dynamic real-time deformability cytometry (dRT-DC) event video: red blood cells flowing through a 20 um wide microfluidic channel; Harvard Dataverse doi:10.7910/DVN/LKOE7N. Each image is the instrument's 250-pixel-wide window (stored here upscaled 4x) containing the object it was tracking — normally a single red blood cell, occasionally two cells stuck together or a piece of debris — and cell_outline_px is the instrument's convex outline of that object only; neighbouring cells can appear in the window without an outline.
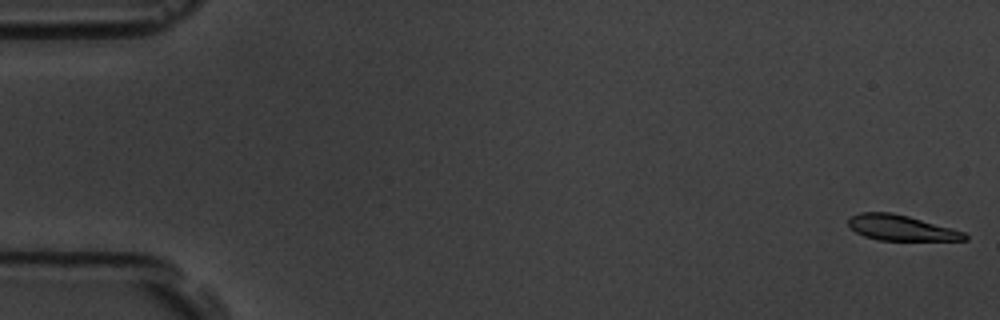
{"species": "common noctule bat (a hibernating species)", "species_latin": "Nyctalus noctula", "temperature_condition": "room temperature", "stored_images_in_passage": 6, "segment_of_instrument_passage": [2, 2], "camera_frame_rate_fps": 3000, "um_per_image_px": 0.085, "animal": {"sex": "male", "body_mass_g": 19.5, "forearm_length_mm": 54.6}, "frame": {"image": 1, "passage_image": 6, "time_ms": 1.667, "image_size_px": [1000, 320], "cell_outline_px": [[968, 240], [880, 240], [864, 236], [856, 232], [848, 224], [848, 220], [852, 216], [860, 212], [892, 212], [908, 216], [964, 232], [968, 236]], "centroid_in_image_um": [76.58, 19.36], "position_along_channel_um": 8.4, "area_um2": 16.99}}